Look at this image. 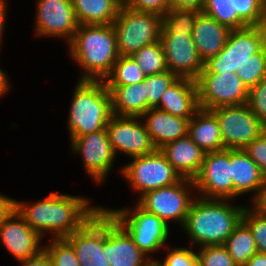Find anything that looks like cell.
<instances>
[{
  "label": "cell",
  "instance_id": "obj_39",
  "mask_svg": "<svg viewBox=\"0 0 266 266\" xmlns=\"http://www.w3.org/2000/svg\"><path fill=\"white\" fill-rule=\"evenodd\" d=\"M158 266H200L196 252L189 248H174L164 261L155 260Z\"/></svg>",
  "mask_w": 266,
  "mask_h": 266
},
{
  "label": "cell",
  "instance_id": "obj_45",
  "mask_svg": "<svg viewBox=\"0 0 266 266\" xmlns=\"http://www.w3.org/2000/svg\"><path fill=\"white\" fill-rule=\"evenodd\" d=\"M21 266H53L50 257L45 250H42L38 255L26 260L18 261Z\"/></svg>",
  "mask_w": 266,
  "mask_h": 266
},
{
  "label": "cell",
  "instance_id": "obj_41",
  "mask_svg": "<svg viewBox=\"0 0 266 266\" xmlns=\"http://www.w3.org/2000/svg\"><path fill=\"white\" fill-rule=\"evenodd\" d=\"M123 5L138 12L156 13L160 16L171 9L169 0H123Z\"/></svg>",
  "mask_w": 266,
  "mask_h": 266
},
{
  "label": "cell",
  "instance_id": "obj_8",
  "mask_svg": "<svg viewBox=\"0 0 266 266\" xmlns=\"http://www.w3.org/2000/svg\"><path fill=\"white\" fill-rule=\"evenodd\" d=\"M131 160L122 167L121 173L130 187L136 192L139 191L138 198L148 191L171 186L182 179L160 149L132 157Z\"/></svg>",
  "mask_w": 266,
  "mask_h": 266
},
{
  "label": "cell",
  "instance_id": "obj_3",
  "mask_svg": "<svg viewBox=\"0 0 266 266\" xmlns=\"http://www.w3.org/2000/svg\"><path fill=\"white\" fill-rule=\"evenodd\" d=\"M68 46L69 57L84 71L78 80H104L119 57L113 24L79 25Z\"/></svg>",
  "mask_w": 266,
  "mask_h": 266
},
{
  "label": "cell",
  "instance_id": "obj_48",
  "mask_svg": "<svg viewBox=\"0 0 266 266\" xmlns=\"http://www.w3.org/2000/svg\"><path fill=\"white\" fill-rule=\"evenodd\" d=\"M7 0H0V44H1V38H2V32L4 30L5 27V19L7 18Z\"/></svg>",
  "mask_w": 266,
  "mask_h": 266
},
{
  "label": "cell",
  "instance_id": "obj_17",
  "mask_svg": "<svg viewBox=\"0 0 266 266\" xmlns=\"http://www.w3.org/2000/svg\"><path fill=\"white\" fill-rule=\"evenodd\" d=\"M35 34L39 36L63 37L69 44L78 29L72 0H37Z\"/></svg>",
  "mask_w": 266,
  "mask_h": 266
},
{
  "label": "cell",
  "instance_id": "obj_32",
  "mask_svg": "<svg viewBox=\"0 0 266 266\" xmlns=\"http://www.w3.org/2000/svg\"><path fill=\"white\" fill-rule=\"evenodd\" d=\"M236 73L248 89L266 79V45L239 67Z\"/></svg>",
  "mask_w": 266,
  "mask_h": 266
},
{
  "label": "cell",
  "instance_id": "obj_38",
  "mask_svg": "<svg viewBox=\"0 0 266 266\" xmlns=\"http://www.w3.org/2000/svg\"><path fill=\"white\" fill-rule=\"evenodd\" d=\"M197 251L200 266H237L224 245H207Z\"/></svg>",
  "mask_w": 266,
  "mask_h": 266
},
{
  "label": "cell",
  "instance_id": "obj_37",
  "mask_svg": "<svg viewBox=\"0 0 266 266\" xmlns=\"http://www.w3.org/2000/svg\"><path fill=\"white\" fill-rule=\"evenodd\" d=\"M242 222L251 231L257 251L266 254V215L248 206L243 211Z\"/></svg>",
  "mask_w": 266,
  "mask_h": 266
},
{
  "label": "cell",
  "instance_id": "obj_20",
  "mask_svg": "<svg viewBox=\"0 0 266 266\" xmlns=\"http://www.w3.org/2000/svg\"><path fill=\"white\" fill-rule=\"evenodd\" d=\"M154 108L190 120L199 109L196 80L178 77L167 87Z\"/></svg>",
  "mask_w": 266,
  "mask_h": 266
},
{
  "label": "cell",
  "instance_id": "obj_30",
  "mask_svg": "<svg viewBox=\"0 0 266 266\" xmlns=\"http://www.w3.org/2000/svg\"><path fill=\"white\" fill-rule=\"evenodd\" d=\"M131 56L146 76L168 71L164 49L160 41L142 47Z\"/></svg>",
  "mask_w": 266,
  "mask_h": 266
},
{
  "label": "cell",
  "instance_id": "obj_12",
  "mask_svg": "<svg viewBox=\"0 0 266 266\" xmlns=\"http://www.w3.org/2000/svg\"><path fill=\"white\" fill-rule=\"evenodd\" d=\"M193 181L200 197L234 199L230 149L206 152L200 172Z\"/></svg>",
  "mask_w": 266,
  "mask_h": 266
},
{
  "label": "cell",
  "instance_id": "obj_50",
  "mask_svg": "<svg viewBox=\"0 0 266 266\" xmlns=\"http://www.w3.org/2000/svg\"><path fill=\"white\" fill-rule=\"evenodd\" d=\"M149 266H158V264L155 261H153Z\"/></svg>",
  "mask_w": 266,
  "mask_h": 266
},
{
  "label": "cell",
  "instance_id": "obj_33",
  "mask_svg": "<svg viewBox=\"0 0 266 266\" xmlns=\"http://www.w3.org/2000/svg\"><path fill=\"white\" fill-rule=\"evenodd\" d=\"M233 12L248 26L266 25V0H232Z\"/></svg>",
  "mask_w": 266,
  "mask_h": 266
},
{
  "label": "cell",
  "instance_id": "obj_36",
  "mask_svg": "<svg viewBox=\"0 0 266 266\" xmlns=\"http://www.w3.org/2000/svg\"><path fill=\"white\" fill-rule=\"evenodd\" d=\"M43 248L53 266H81L72 245L65 238H52Z\"/></svg>",
  "mask_w": 266,
  "mask_h": 266
},
{
  "label": "cell",
  "instance_id": "obj_26",
  "mask_svg": "<svg viewBox=\"0 0 266 266\" xmlns=\"http://www.w3.org/2000/svg\"><path fill=\"white\" fill-rule=\"evenodd\" d=\"M111 93L112 114L141 117L147 111V98L143 82L132 85H106Z\"/></svg>",
  "mask_w": 266,
  "mask_h": 266
},
{
  "label": "cell",
  "instance_id": "obj_1",
  "mask_svg": "<svg viewBox=\"0 0 266 266\" xmlns=\"http://www.w3.org/2000/svg\"><path fill=\"white\" fill-rule=\"evenodd\" d=\"M102 207H94L88 198L51 192L43 200L25 204L16 200V211L42 238H65L79 230Z\"/></svg>",
  "mask_w": 266,
  "mask_h": 266
},
{
  "label": "cell",
  "instance_id": "obj_35",
  "mask_svg": "<svg viewBox=\"0 0 266 266\" xmlns=\"http://www.w3.org/2000/svg\"><path fill=\"white\" fill-rule=\"evenodd\" d=\"M178 77L169 70L155 75L146 76L143 83L145 84V95L147 98V111L154 108L167 89Z\"/></svg>",
  "mask_w": 266,
  "mask_h": 266
},
{
  "label": "cell",
  "instance_id": "obj_27",
  "mask_svg": "<svg viewBox=\"0 0 266 266\" xmlns=\"http://www.w3.org/2000/svg\"><path fill=\"white\" fill-rule=\"evenodd\" d=\"M79 25L113 24L123 0H72Z\"/></svg>",
  "mask_w": 266,
  "mask_h": 266
},
{
  "label": "cell",
  "instance_id": "obj_14",
  "mask_svg": "<svg viewBox=\"0 0 266 266\" xmlns=\"http://www.w3.org/2000/svg\"><path fill=\"white\" fill-rule=\"evenodd\" d=\"M168 70L177 77L196 80L204 69L192 39V32H161Z\"/></svg>",
  "mask_w": 266,
  "mask_h": 266
},
{
  "label": "cell",
  "instance_id": "obj_7",
  "mask_svg": "<svg viewBox=\"0 0 266 266\" xmlns=\"http://www.w3.org/2000/svg\"><path fill=\"white\" fill-rule=\"evenodd\" d=\"M132 237L135 245L147 256L161 250L169 236V225L138 203L133 208L105 209Z\"/></svg>",
  "mask_w": 266,
  "mask_h": 266
},
{
  "label": "cell",
  "instance_id": "obj_4",
  "mask_svg": "<svg viewBox=\"0 0 266 266\" xmlns=\"http://www.w3.org/2000/svg\"><path fill=\"white\" fill-rule=\"evenodd\" d=\"M68 116L71 139L106 128L112 114L111 93L103 80H79Z\"/></svg>",
  "mask_w": 266,
  "mask_h": 266
},
{
  "label": "cell",
  "instance_id": "obj_13",
  "mask_svg": "<svg viewBox=\"0 0 266 266\" xmlns=\"http://www.w3.org/2000/svg\"><path fill=\"white\" fill-rule=\"evenodd\" d=\"M141 117L112 115L106 131L114 152L124 153L130 158L155 152L157 150L146 130Z\"/></svg>",
  "mask_w": 266,
  "mask_h": 266
},
{
  "label": "cell",
  "instance_id": "obj_29",
  "mask_svg": "<svg viewBox=\"0 0 266 266\" xmlns=\"http://www.w3.org/2000/svg\"><path fill=\"white\" fill-rule=\"evenodd\" d=\"M145 77L131 55L119 56L103 81L105 85H132L143 82Z\"/></svg>",
  "mask_w": 266,
  "mask_h": 266
},
{
  "label": "cell",
  "instance_id": "obj_19",
  "mask_svg": "<svg viewBox=\"0 0 266 266\" xmlns=\"http://www.w3.org/2000/svg\"><path fill=\"white\" fill-rule=\"evenodd\" d=\"M0 239L5 249L18 261L35 257L44 250L43 246H40L42 237L16 210L0 228Z\"/></svg>",
  "mask_w": 266,
  "mask_h": 266
},
{
  "label": "cell",
  "instance_id": "obj_22",
  "mask_svg": "<svg viewBox=\"0 0 266 266\" xmlns=\"http://www.w3.org/2000/svg\"><path fill=\"white\" fill-rule=\"evenodd\" d=\"M230 163L234 198L254 192L253 202L265 186L266 178L244 149H230Z\"/></svg>",
  "mask_w": 266,
  "mask_h": 266
},
{
  "label": "cell",
  "instance_id": "obj_15",
  "mask_svg": "<svg viewBox=\"0 0 266 266\" xmlns=\"http://www.w3.org/2000/svg\"><path fill=\"white\" fill-rule=\"evenodd\" d=\"M73 153L82 156L83 166L96 183L101 184L113 167L116 154L106 128L70 139Z\"/></svg>",
  "mask_w": 266,
  "mask_h": 266
},
{
  "label": "cell",
  "instance_id": "obj_16",
  "mask_svg": "<svg viewBox=\"0 0 266 266\" xmlns=\"http://www.w3.org/2000/svg\"><path fill=\"white\" fill-rule=\"evenodd\" d=\"M104 255L110 266H149L146 256L129 233L104 208Z\"/></svg>",
  "mask_w": 266,
  "mask_h": 266
},
{
  "label": "cell",
  "instance_id": "obj_11",
  "mask_svg": "<svg viewBox=\"0 0 266 266\" xmlns=\"http://www.w3.org/2000/svg\"><path fill=\"white\" fill-rule=\"evenodd\" d=\"M199 108L242 105L248 101L249 89L237 73H200L196 79Z\"/></svg>",
  "mask_w": 266,
  "mask_h": 266
},
{
  "label": "cell",
  "instance_id": "obj_25",
  "mask_svg": "<svg viewBox=\"0 0 266 266\" xmlns=\"http://www.w3.org/2000/svg\"><path fill=\"white\" fill-rule=\"evenodd\" d=\"M188 135L205 152L224 150L217 117L210 111L199 108L189 120Z\"/></svg>",
  "mask_w": 266,
  "mask_h": 266
},
{
  "label": "cell",
  "instance_id": "obj_43",
  "mask_svg": "<svg viewBox=\"0 0 266 266\" xmlns=\"http://www.w3.org/2000/svg\"><path fill=\"white\" fill-rule=\"evenodd\" d=\"M16 210V200L0 194V228Z\"/></svg>",
  "mask_w": 266,
  "mask_h": 266
},
{
  "label": "cell",
  "instance_id": "obj_42",
  "mask_svg": "<svg viewBox=\"0 0 266 266\" xmlns=\"http://www.w3.org/2000/svg\"><path fill=\"white\" fill-rule=\"evenodd\" d=\"M244 150L257 164L266 178V130L258 138L249 143Z\"/></svg>",
  "mask_w": 266,
  "mask_h": 266
},
{
  "label": "cell",
  "instance_id": "obj_10",
  "mask_svg": "<svg viewBox=\"0 0 266 266\" xmlns=\"http://www.w3.org/2000/svg\"><path fill=\"white\" fill-rule=\"evenodd\" d=\"M190 189H195L194 181L182 178L171 186L146 192L136 203L161 218L167 225L175 221L182 227L195 199L190 197V191H193Z\"/></svg>",
  "mask_w": 266,
  "mask_h": 266
},
{
  "label": "cell",
  "instance_id": "obj_40",
  "mask_svg": "<svg viewBox=\"0 0 266 266\" xmlns=\"http://www.w3.org/2000/svg\"><path fill=\"white\" fill-rule=\"evenodd\" d=\"M247 104L266 126V79L249 89Z\"/></svg>",
  "mask_w": 266,
  "mask_h": 266
},
{
  "label": "cell",
  "instance_id": "obj_28",
  "mask_svg": "<svg viewBox=\"0 0 266 266\" xmlns=\"http://www.w3.org/2000/svg\"><path fill=\"white\" fill-rule=\"evenodd\" d=\"M237 266H244L258 252L249 228L241 221L224 243Z\"/></svg>",
  "mask_w": 266,
  "mask_h": 266
},
{
  "label": "cell",
  "instance_id": "obj_31",
  "mask_svg": "<svg viewBox=\"0 0 266 266\" xmlns=\"http://www.w3.org/2000/svg\"><path fill=\"white\" fill-rule=\"evenodd\" d=\"M202 12L231 30L248 26L236 12H233L232 0H205Z\"/></svg>",
  "mask_w": 266,
  "mask_h": 266
},
{
  "label": "cell",
  "instance_id": "obj_23",
  "mask_svg": "<svg viewBox=\"0 0 266 266\" xmlns=\"http://www.w3.org/2000/svg\"><path fill=\"white\" fill-rule=\"evenodd\" d=\"M182 178L194 179L200 172L205 151L187 134L160 149Z\"/></svg>",
  "mask_w": 266,
  "mask_h": 266
},
{
  "label": "cell",
  "instance_id": "obj_34",
  "mask_svg": "<svg viewBox=\"0 0 266 266\" xmlns=\"http://www.w3.org/2000/svg\"><path fill=\"white\" fill-rule=\"evenodd\" d=\"M200 12L170 9L162 16L161 32H192Z\"/></svg>",
  "mask_w": 266,
  "mask_h": 266
},
{
  "label": "cell",
  "instance_id": "obj_2",
  "mask_svg": "<svg viewBox=\"0 0 266 266\" xmlns=\"http://www.w3.org/2000/svg\"><path fill=\"white\" fill-rule=\"evenodd\" d=\"M246 205L231 204L229 199L195 196L187 214L184 231L192 245H224L227 238L241 223Z\"/></svg>",
  "mask_w": 266,
  "mask_h": 266
},
{
  "label": "cell",
  "instance_id": "obj_49",
  "mask_svg": "<svg viewBox=\"0 0 266 266\" xmlns=\"http://www.w3.org/2000/svg\"><path fill=\"white\" fill-rule=\"evenodd\" d=\"M3 69L0 68V98L3 97L4 94L10 89L8 76Z\"/></svg>",
  "mask_w": 266,
  "mask_h": 266
},
{
  "label": "cell",
  "instance_id": "obj_18",
  "mask_svg": "<svg viewBox=\"0 0 266 266\" xmlns=\"http://www.w3.org/2000/svg\"><path fill=\"white\" fill-rule=\"evenodd\" d=\"M65 239L81 266H110L104 255V207Z\"/></svg>",
  "mask_w": 266,
  "mask_h": 266
},
{
  "label": "cell",
  "instance_id": "obj_6",
  "mask_svg": "<svg viewBox=\"0 0 266 266\" xmlns=\"http://www.w3.org/2000/svg\"><path fill=\"white\" fill-rule=\"evenodd\" d=\"M266 45V25L247 26L230 32L225 47L204 63L201 73H236Z\"/></svg>",
  "mask_w": 266,
  "mask_h": 266
},
{
  "label": "cell",
  "instance_id": "obj_5",
  "mask_svg": "<svg viewBox=\"0 0 266 266\" xmlns=\"http://www.w3.org/2000/svg\"><path fill=\"white\" fill-rule=\"evenodd\" d=\"M113 28L119 56H130L142 47L160 41L162 16L138 12L122 5Z\"/></svg>",
  "mask_w": 266,
  "mask_h": 266
},
{
  "label": "cell",
  "instance_id": "obj_24",
  "mask_svg": "<svg viewBox=\"0 0 266 266\" xmlns=\"http://www.w3.org/2000/svg\"><path fill=\"white\" fill-rule=\"evenodd\" d=\"M141 118L157 149L188 134L189 120L157 108H150Z\"/></svg>",
  "mask_w": 266,
  "mask_h": 266
},
{
  "label": "cell",
  "instance_id": "obj_47",
  "mask_svg": "<svg viewBox=\"0 0 266 266\" xmlns=\"http://www.w3.org/2000/svg\"><path fill=\"white\" fill-rule=\"evenodd\" d=\"M244 266H266V254L256 252Z\"/></svg>",
  "mask_w": 266,
  "mask_h": 266
},
{
  "label": "cell",
  "instance_id": "obj_46",
  "mask_svg": "<svg viewBox=\"0 0 266 266\" xmlns=\"http://www.w3.org/2000/svg\"><path fill=\"white\" fill-rule=\"evenodd\" d=\"M251 206L257 209L261 214L266 215V183Z\"/></svg>",
  "mask_w": 266,
  "mask_h": 266
},
{
  "label": "cell",
  "instance_id": "obj_44",
  "mask_svg": "<svg viewBox=\"0 0 266 266\" xmlns=\"http://www.w3.org/2000/svg\"><path fill=\"white\" fill-rule=\"evenodd\" d=\"M171 9L202 12L205 0H169Z\"/></svg>",
  "mask_w": 266,
  "mask_h": 266
},
{
  "label": "cell",
  "instance_id": "obj_9",
  "mask_svg": "<svg viewBox=\"0 0 266 266\" xmlns=\"http://www.w3.org/2000/svg\"><path fill=\"white\" fill-rule=\"evenodd\" d=\"M210 111L219 122L225 149H244L266 130L247 103L219 106Z\"/></svg>",
  "mask_w": 266,
  "mask_h": 266
},
{
  "label": "cell",
  "instance_id": "obj_21",
  "mask_svg": "<svg viewBox=\"0 0 266 266\" xmlns=\"http://www.w3.org/2000/svg\"><path fill=\"white\" fill-rule=\"evenodd\" d=\"M232 30L200 12L192 31V39L202 61L216 56L227 44Z\"/></svg>",
  "mask_w": 266,
  "mask_h": 266
}]
</instances>
